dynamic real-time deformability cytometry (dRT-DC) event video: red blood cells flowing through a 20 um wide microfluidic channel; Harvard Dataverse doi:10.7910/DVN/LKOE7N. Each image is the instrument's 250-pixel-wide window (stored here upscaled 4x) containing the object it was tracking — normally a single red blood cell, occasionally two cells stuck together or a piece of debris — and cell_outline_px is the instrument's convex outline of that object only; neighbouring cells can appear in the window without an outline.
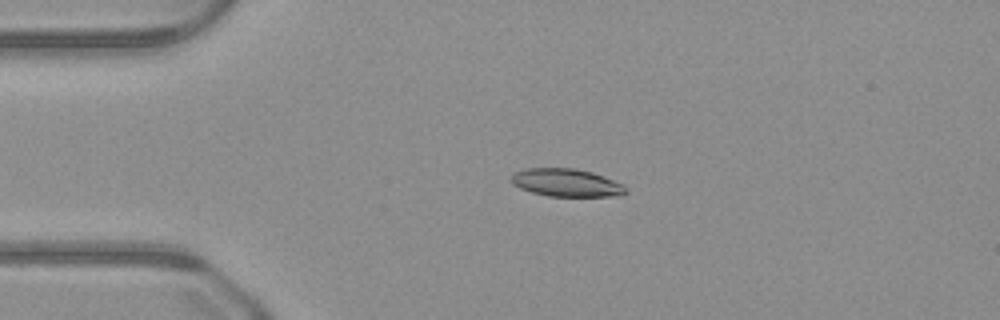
{"species": "common noctule bat (a hibernating species)", "species_latin": "Nyctalus noctula", "temperature_condition": "warm", "stored_images_in_passage": 50, "camera_frame_rate_fps": 3000, "um_per_image_px": 0.085, "animal": {"sex": "male", "body_mass_g": 23.1, "forearm_length_mm": 52.7}, "frame": {"image": 1, "passage_image": 12, "time_ms": 3.667, "image_size_px": [1000, 320], "cell_outline_px": [[628, 192], [620, 196], [548, 196], [532, 192], [520, 188], [512, 184], [508, 180], [512, 172], [524, 168], [576, 168], [592, 172], [624, 184], [628, 188]], "centroid_in_image_um": [48.12, 15.52], "position_along_channel_um": 36.9, "area_um2": 18.96}}
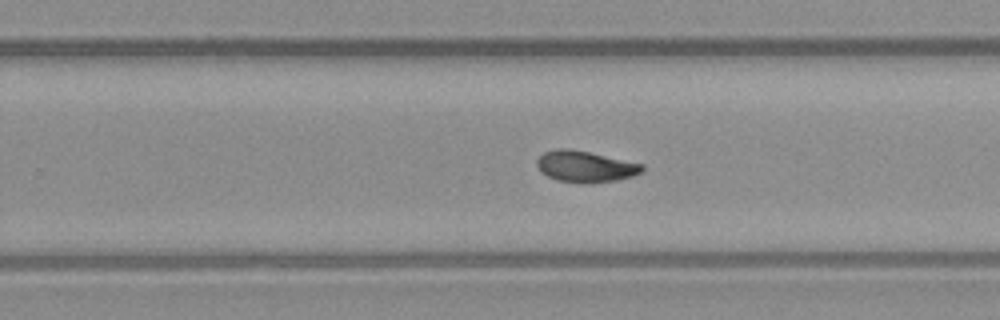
{"frame": {"image": 2, "passage_image": 32, "time_ms": 10.333, "image_size_px": [1000, 320], "cell_outline_px": [[644, 168], [640, 172], [632, 176], [616, 180], [584, 184], [580, 184], [556, 180], [540, 172], [536, 164], [536, 160], [544, 152], [556, 148], [568, 148], [588, 152], [644, 164]], "centroid_in_image_um": [49.71, 14.16], "position_along_channel_um": 280.1, "area_um2": 19.25}}
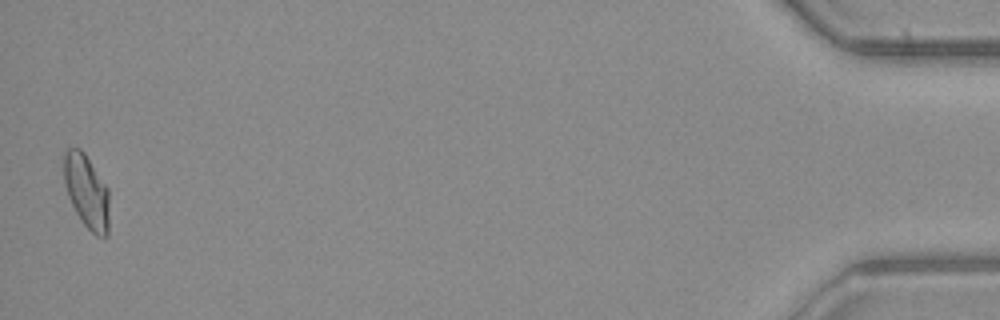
{"frame": {"image": 3, "passage_image": 50, "time_ms": 16.333, "image_size_px": [1000, 320], "cell_outline_px": [[108, 236], [104, 240], [96, 236], [80, 220], [68, 196], [64, 184], [64, 152], [68, 148], [80, 148], [84, 152], [108, 188]], "centroid_in_image_um": [7.36, 16.3], "position_along_channel_um": 427.8, "area_um2": 19.54}}